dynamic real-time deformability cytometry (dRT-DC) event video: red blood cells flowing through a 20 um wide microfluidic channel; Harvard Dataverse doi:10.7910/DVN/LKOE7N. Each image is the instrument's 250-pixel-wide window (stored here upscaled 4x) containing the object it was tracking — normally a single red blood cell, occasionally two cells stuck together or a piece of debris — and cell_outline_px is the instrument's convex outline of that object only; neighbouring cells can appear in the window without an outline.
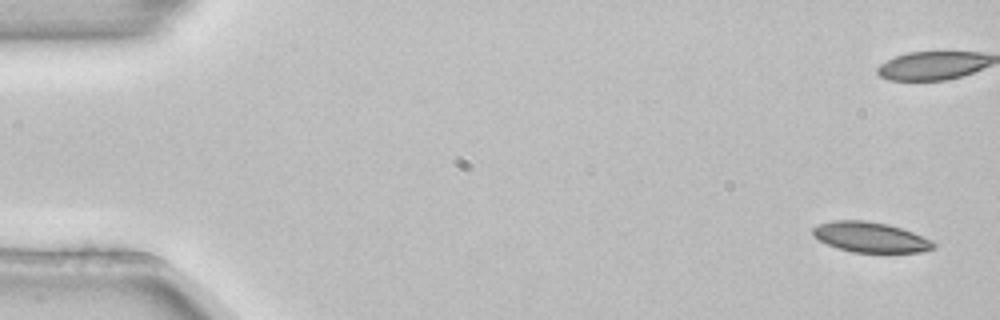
{"species": "common noctule bat (a hibernating species)", "species_latin": "Nyctalus noctula", "temperature_condition": "room temperature", "stored_images_in_passage": 5, "camera_frame_rate_fps": 3000, "um_per_image_px": 0.085, "animal": {"sex": "female", "body_mass_g": 22.7, "forearm_length_mm": 54.2}, "frame": {"image": 1, "passage_image": 1, "time_ms": 0.0, "image_size_px": [1000, 320], "cell_outline_px": [[936, 248], [920, 252], [852, 252], [836, 248], [812, 236], [812, 228], [820, 224], [832, 220], [864, 220], [888, 224], [912, 232], [932, 240], [936, 244]], "centroid_in_image_um": [73.98, 20.16], "position_along_channel_um": 11.0, "area_um2": 21.27}}
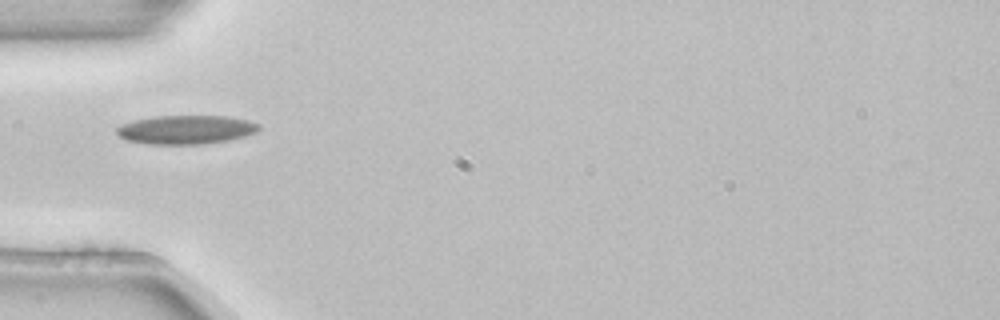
{"frame": {"image": 2, "passage_image": 5, "time_ms": 1.333, "image_size_px": [1000, 320], "cell_outline_px": [[260, 128], [256, 132], [244, 136], [228, 140], [204, 144], [148, 144], [124, 140], [116, 132], [116, 128], [120, 124], [136, 120], [156, 116], [228, 116], [248, 120], [260, 124]], "centroid_in_image_um": [15.8, 11.02], "position_along_channel_um": 69.2, "area_um2": 23.93}}